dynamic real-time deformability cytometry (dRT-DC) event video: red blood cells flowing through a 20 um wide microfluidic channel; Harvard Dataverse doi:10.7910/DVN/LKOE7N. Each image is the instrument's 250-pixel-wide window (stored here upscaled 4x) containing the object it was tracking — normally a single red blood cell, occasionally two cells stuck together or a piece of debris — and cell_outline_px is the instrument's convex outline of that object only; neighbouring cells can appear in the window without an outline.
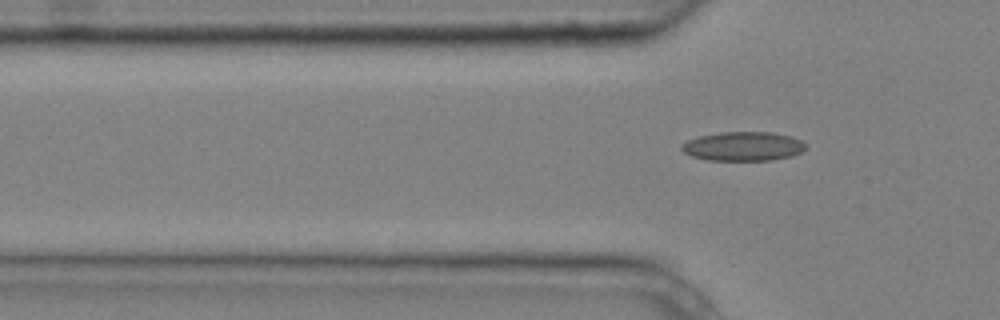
{"species": "common noctule bat (a hibernating species)", "species_latin": "Nyctalus noctula", "temperature_condition": "cold", "stored_images_in_passage": 3, "segment_of_instrument_passage": [2, 2], "camera_frame_rate_fps": 3000, "um_per_image_px": 0.085, "animal": {"sex": "male", "body_mass_g": 20.4}, "frame": {"image": 1, "passage_image": 3, "time_ms": 0.667, "image_size_px": [1000, 320], "cell_outline_px": [[804, 148], [800, 152], [792, 156], [772, 160], [708, 160], [692, 156], [684, 152], [680, 148], [680, 144], [688, 140], [700, 136], [720, 132], [772, 132], [792, 136], [800, 140], [804, 144]], "centroid_in_image_um": [63.14, 12.43], "position_along_channel_um": 62.7, "area_um2": 20.98}}